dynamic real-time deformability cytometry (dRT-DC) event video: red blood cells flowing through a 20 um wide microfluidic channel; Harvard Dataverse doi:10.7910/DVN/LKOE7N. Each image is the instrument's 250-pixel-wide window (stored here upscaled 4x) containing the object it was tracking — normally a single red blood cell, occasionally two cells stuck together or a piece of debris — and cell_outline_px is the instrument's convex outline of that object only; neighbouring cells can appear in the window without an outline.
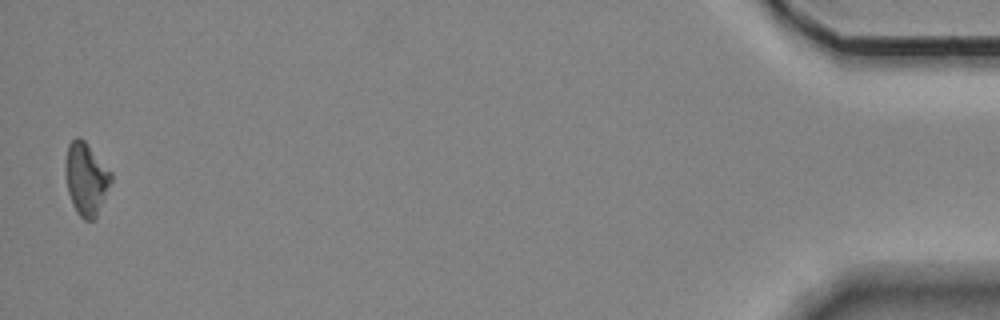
{"species": "Egyptian fruit bat (a non-hibernating species)", "species_latin": "Rousettus aegyptiacus", "temperature_condition": "room temperature", "stored_images_in_passage": 14, "camera_frame_rate_fps": 3000, "um_per_image_px": 0.085, "animal": {"sex": "female"}, "frame": {"image": 1, "passage_image": 14, "time_ms": 4.333, "image_size_px": [1000, 320], "cell_outline_px": [[112, 180], [96, 220], [84, 220], [76, 212], [72, 204], [68, 192], [64, 172], [64, 164], [68, 144], [76, 136], [80, 136], [84, 140], [112, 172]], "centroid_in_image_um": [7.31, 15.2], "position_along_channel_um": 427.9, "area_um2": 19.65}}